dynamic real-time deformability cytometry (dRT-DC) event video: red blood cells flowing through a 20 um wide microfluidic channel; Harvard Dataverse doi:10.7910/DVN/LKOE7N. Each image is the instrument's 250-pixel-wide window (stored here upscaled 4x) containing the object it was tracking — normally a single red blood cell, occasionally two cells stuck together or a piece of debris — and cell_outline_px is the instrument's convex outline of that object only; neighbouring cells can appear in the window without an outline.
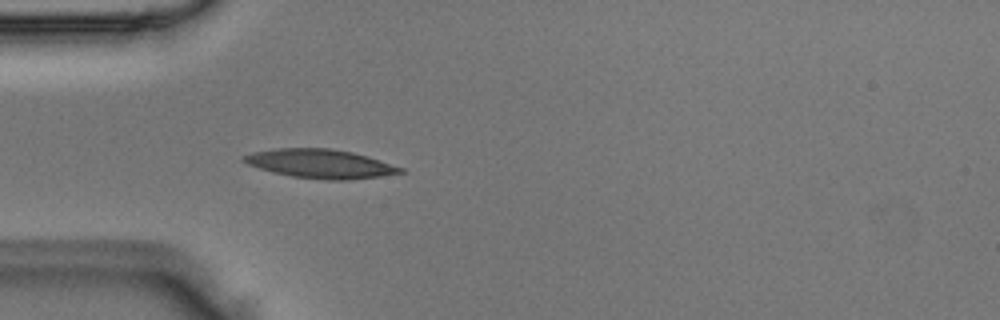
{"species": "Egyptian fruit bat (a non-hibernating species)", "species_latin": "Rousettus aegyptiacus", "temperature_condition": "room temperature", "stored_images_in_passage": 3, "camera_frame_rate_fps": 3000, "um_per_image_px": 0.085, "animal": {"sex": "male"}, "frame": {"image": 1, "passage_image": 3, "time_ms": 0.667, "image_size_px": [1000, 320], "cell_outline_px": [[404, 172], [380, 176], [344, 180], [328, 180], [292, 176], [272, 172], [248, 164], [240, 160], [240, 156], [252, 152], [276, 148], [332, 148], [352, 152], [368, 156], [404, 168]], "centroid_in_image_um": [27.19, 13.9], "position_along_channel_um": 57.8, "area_um2": 26.36}}